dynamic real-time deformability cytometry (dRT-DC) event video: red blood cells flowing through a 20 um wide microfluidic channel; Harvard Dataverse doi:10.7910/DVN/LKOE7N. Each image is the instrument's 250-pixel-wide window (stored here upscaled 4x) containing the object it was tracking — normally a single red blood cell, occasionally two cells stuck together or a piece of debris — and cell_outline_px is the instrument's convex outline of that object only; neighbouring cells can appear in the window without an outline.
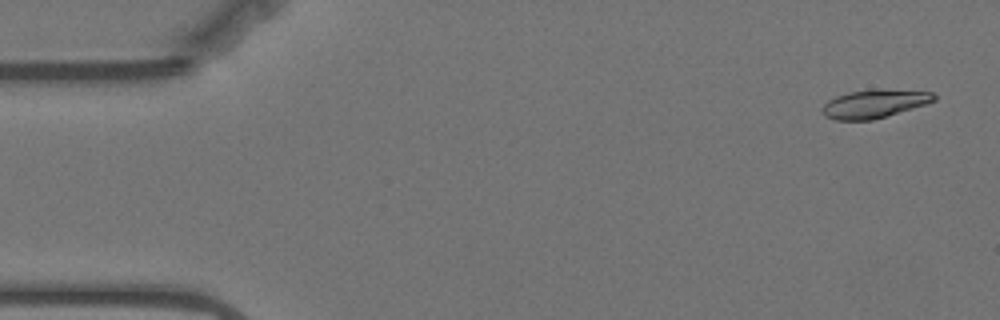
{"species": "Egyptian fruit bat (a non-hibernating species)", "species_latin": "Rousettus aegyptiacus", "temperature_condition": "warm", "stored_images_in_passage": 57, "camera_frame_rate_fps": 3000, "um_per_image_px": 0.085, "animal": {"sex": "female"}, "frame": {"image": 1, "passage_image": 3, "time_ms": 0.667, "image_size_px": [1000, 320], "cell_outline_px": [[936, 100], [912, 108], [872, 120], [836, 120], [824, 116], [820, 108], [828, 100], [836, 96], [848, 92], [932, 92], [936, 96]], "centroid_in_image_um": [74.2, 8.88], "position_along_channel_um": 10.8, "area_um2": 17.28}}
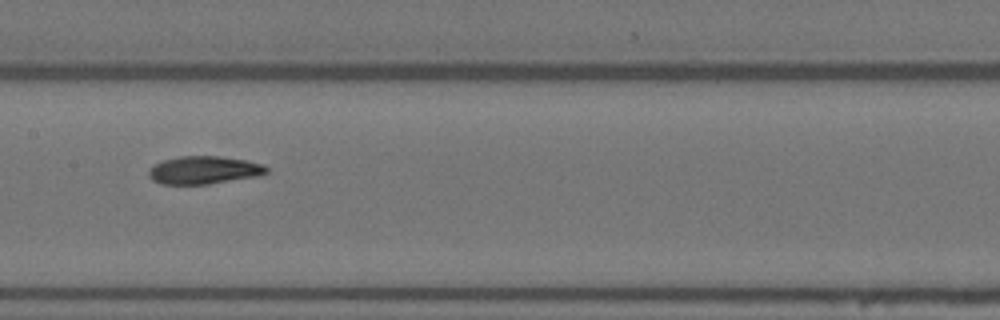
{"frame": {"image": 2, "passage_image": 28, "time_ms": 9.0, "image_size_px": [1000, 320], "cell_outline_px": [[268, 172], [256, 176], [208, 184], [160, 184], [152, 180], [148, 176], [148, 172], [156, 164], [164, 160], [180, 156], [220, 156], [244, 160], [264, 164], [268, 168]], "centroid_in_image_um": [17.33, 14.46], "position_along_channel_um": 190.1, "area_um2": 18.96}}
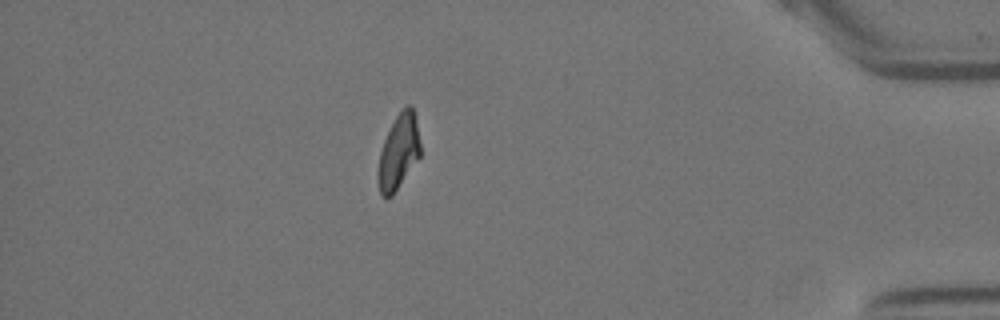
{"frame": {"image": 3, "passage_image": 50, "time_ms": 16.333, "image_size_px": [1000, 320], "cell_outline_px": [[420, 156], [392, 196], [380, 196], [376, 180], [376, 172], [380, 152], [384, 140], [396, 116], [408, 104], [412, 104], [416, 120], [420, 144]], "centroid_in_image_um": [33.85, 12.94], "position_along_channel_um": 401.4, "area_um2": 18.44}, "authors_computed_cell_mechanics": {"area_um2": 19.0162, "velocity_mm_per_s": 3.5292, "shape_relaxation_time_tau1_ms": 7.3848, "shape_relaxation_time_tau2_ms": 4.5692, "deformation_change_tau1": 0.2047, "deformation_change_tau2": 0.1054}}